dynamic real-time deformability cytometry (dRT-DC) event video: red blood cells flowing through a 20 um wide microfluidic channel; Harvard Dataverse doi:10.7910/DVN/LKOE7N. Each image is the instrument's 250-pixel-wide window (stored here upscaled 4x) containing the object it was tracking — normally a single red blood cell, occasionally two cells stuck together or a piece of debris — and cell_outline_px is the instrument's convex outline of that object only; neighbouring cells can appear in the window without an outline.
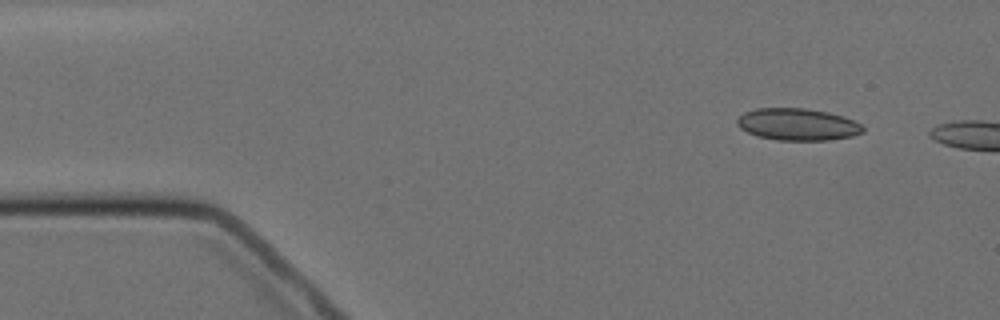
{"species": "Egyptian fruit bat (a non-hibernating species)", "species_latin": "Rousettus aegyptiacus", "temperature_condition": "cold", "stored_images_in_passage": 3, "camera_frame_rate_fps": 3000, "um_per_image_px": 0.085, "animal": {"sex": "female"}, "frame": {"image": 1, "passage_image": 1, "time_ms": 0.0, "image_size_px": [1000, 320], "cell_outline_px": [[864, 132], [852, 136], [828, 140], [776, 140], [756, 136], [740, 128], [736, 124], [736, 120], [744, 112], [756, 108], [804, 108], [828, 112], [844, 116], [860, 124], [864, 128]], "centroid_in_image_um": [67.78, 10.57], "position_along_channel_um": 17.2, "area_um2": 23.52}}